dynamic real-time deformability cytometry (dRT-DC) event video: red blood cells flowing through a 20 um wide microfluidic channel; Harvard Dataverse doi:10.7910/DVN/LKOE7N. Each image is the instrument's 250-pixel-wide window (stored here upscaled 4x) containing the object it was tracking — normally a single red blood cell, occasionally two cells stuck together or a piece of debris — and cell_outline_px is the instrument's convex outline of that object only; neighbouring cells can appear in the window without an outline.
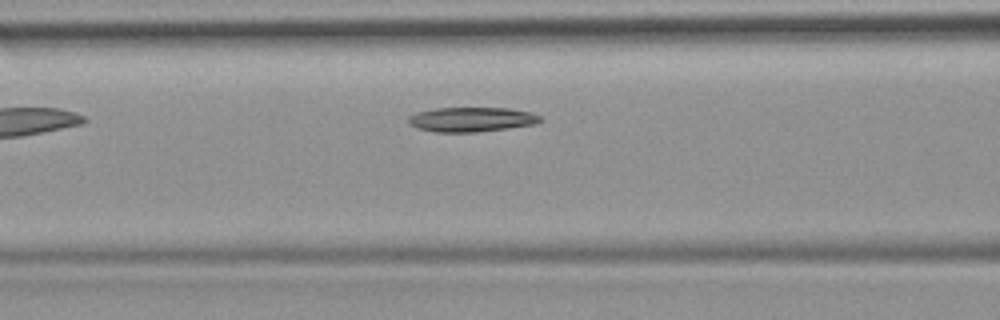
{"species": "common noctule bat (a hibernating species)", "species_latin": "Nyctalus noctula", "temperature_condition": "room temperature", "stored_images_in_passage": 4, "segment_of_instrument_passage": [1, 2], "camera_frame_rate_fps": 3000, "um_per_image_px": 0.085, "animal": {"sex": "female", "body_mass_g": 19.9}, "frame": {"image": 1, "passage_image": 3, "time_ms": 2.333, "image_size_px": [1000, 320], "cell_outline_px": [[544, 120], [536, 124], [508, 128], [476, 132], [436, 132], [416, 128], [408, 124], [408, 116], [416, 112], [436, 108], [508, 108], [532, 112], [540, 116]], "centroid_in_image_um": [40.08, 10.15], "position_along_channel_um": 126.5, "area_um2": 19.07}}